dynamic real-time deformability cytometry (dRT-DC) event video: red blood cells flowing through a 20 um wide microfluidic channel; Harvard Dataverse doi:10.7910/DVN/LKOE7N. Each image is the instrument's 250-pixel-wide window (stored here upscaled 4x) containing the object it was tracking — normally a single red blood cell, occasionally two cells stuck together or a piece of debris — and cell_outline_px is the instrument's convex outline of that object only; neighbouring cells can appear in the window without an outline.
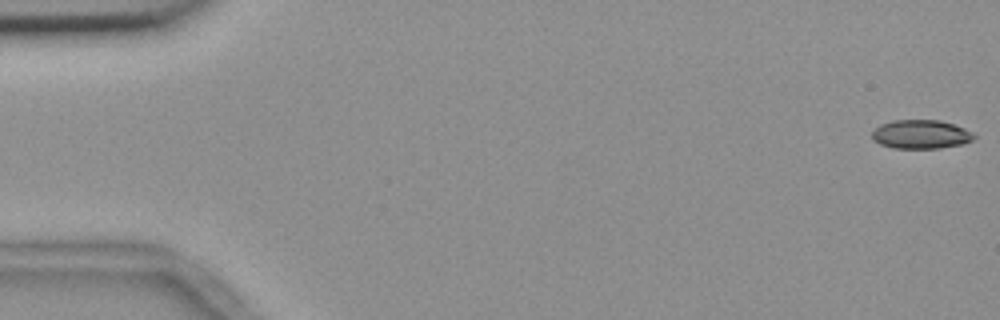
{"species": "common noctule bat (a hibernating species)", "species_latin": "Nyctalus noctula", "temperature_condition": "room temperature", "stored_images_in_passage": 55, "camera_frame_rate_fps": 3000, "um_per_image_px": 0.085, "animal": {"sex": "female", "body_mass_g": 18.4}, "frame": {"image": 1, "passage_image": 1, "time_ms": 0.0, "image_size_px": [1000, 320], "cell_outline_px": [[976, 136], [972, 140], [964, 144], [940, 148], [892, 148], [880, 144], [872, 140], [872, 132], [880, 124], [892, 120], [940, 120], [964, 128], [972, 132]], "centroid_in_image_um": [78.26, 11.42], "position_along_channel_um": 6.7, "area_um2": 17.22}}
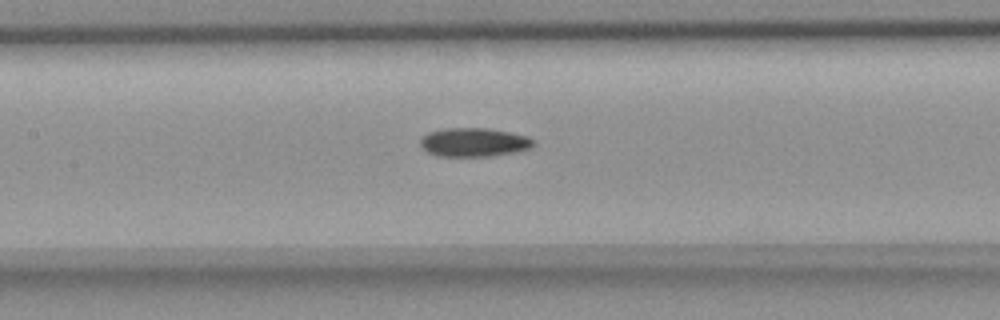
{"frame": {"image": 2, "passage_image": 26, "time_ms": 8.333, "image_size_px": [1000, 320], "cell_outline_px": [[536, 144], [528, 148], [516, 152], [492, 156], [436, 156], [428, 152], [420, 144], [420, 140], [428, 132], [448, 128], [484, 128], [508, 132], [528, 136]], "centroid_in_image_um": [40.28, 12.1], "position_along_channel_um": 167.1, "area_um2": 18.79}}
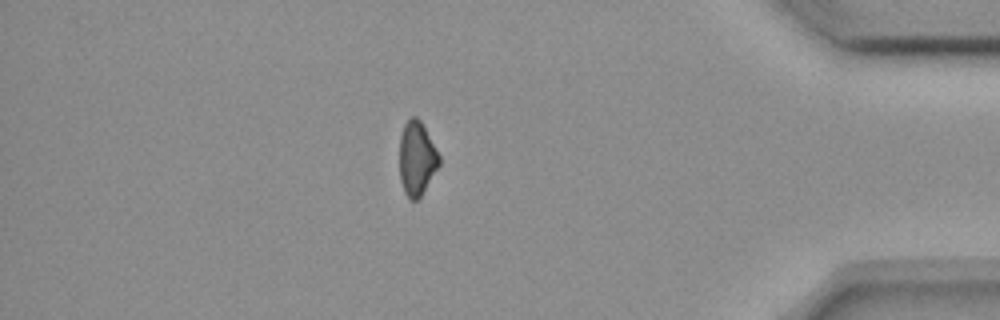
{"frame": {"image": 3, "passage_image": 48, "time_ms": 15.667, "image_size_px": [1000, 320], "cell_outline_px": [[440, 164], [420, 196], [416, 200], [408, 200], [404, 192], [400, 180], [400, 136], [404, 124], [412, 116], [416, 116], [420, 120], [440, 156]], "centroid_in_image_um": [35.41, 13.48], "position_along_channel_um": 399.8, "area_um2": 16.94}}